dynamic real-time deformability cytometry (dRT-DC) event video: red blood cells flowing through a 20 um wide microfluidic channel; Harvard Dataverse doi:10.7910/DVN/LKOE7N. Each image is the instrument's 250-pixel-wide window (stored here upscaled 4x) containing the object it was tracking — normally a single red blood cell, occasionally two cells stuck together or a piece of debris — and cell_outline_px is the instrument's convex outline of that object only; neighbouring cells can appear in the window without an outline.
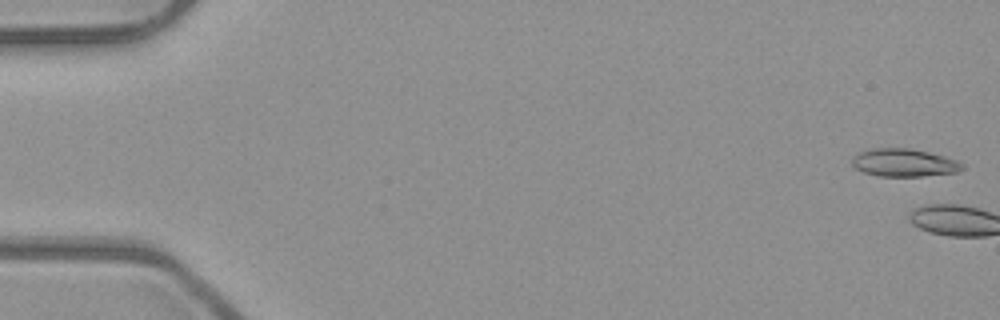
{"species": "common noctule bat (a hibernating species)", "species_latin": "Nyctalus noctula", "temperature_condition": "room temperature", "stored_images_in_passage": 3, "camera_frame_rate_fps": 3000, "um_per_image_px": 0.085, "animal": {"sex": "male", "body_mass_g": 23.1, "forearm_length_mm": 52.7}, "frame": {"image": 1, "passage_image": 1, "time_ms": 0.0, "image_size_px": [1000, 320], "cell_outline_px": [[964, 168], [960, 172], [920, 176], [880, 176], [864, 172], [856, 168], [852, 164], [852, 156], [860, 152], [872, 148], [912, 148], [944, 156], [956, 160], [964, 164]], "centroid_in_image_um": [76.86, 13.82], "position_along_channel_um": 8.1, "area_um2": 17.92}}